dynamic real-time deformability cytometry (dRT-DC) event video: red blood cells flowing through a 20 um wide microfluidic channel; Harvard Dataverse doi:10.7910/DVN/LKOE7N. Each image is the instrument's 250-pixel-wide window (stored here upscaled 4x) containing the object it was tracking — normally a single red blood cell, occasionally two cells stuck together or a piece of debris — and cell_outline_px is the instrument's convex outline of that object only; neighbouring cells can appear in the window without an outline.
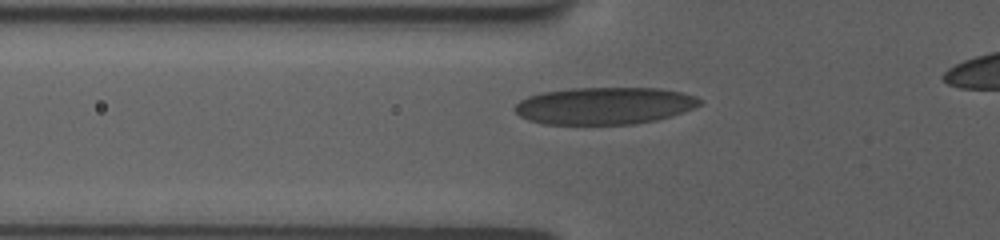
{"species": "human", "species_latin": "Homo sapiens", "temperature_condition": "room temperature", "stored_images_in_passage": 10, "camera_frame_rate_fps": 3000, "um_per_image_px": 0.085, "donor": {"sex": "female"}, "frame": {"image": 1, "passage_image": 7, "time_ms": 3.0, "image_size_px": [1000, 240], "cell_outline_px": [[704, 104], [684, 112], [672, 116], [656, 120], [636, 124], [540, 124], [528, 120], [520, 116], [512, 108], [520, 100], [528, 96], [544, 92], [572, 88], [660, 88], [680, 92], [696, 96]], "centroid_in_image_um": [51.39, 8.99], "position_along_channel_um": 74.4, "area_um2": 40.29}}
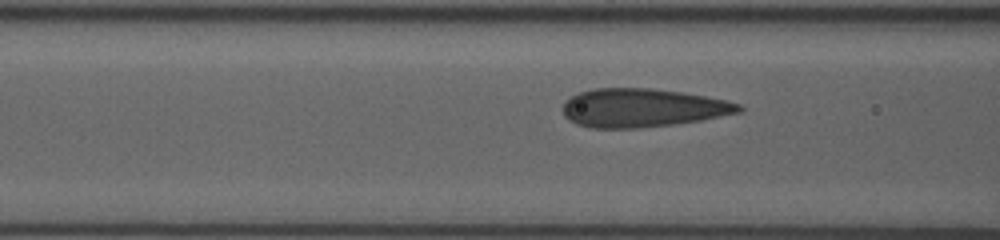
{"frame": {"image": 2, "passage_image": 9, "time_ms": 4.0, "image_size_px": [1000, 240], "cell_outline_px": [[744, 108], [740, 112], [700, 120], [672, 124], [636, 128], [588, 128], [576, 124], [568, 120], [564, 116], [564, 100], [580, 92], [592, 88], [652, 88], [680, 92], [728, 100], [740, 104]], "centroid_in_image_um": [54.58, 9.17], "position_along_channel_um": 112.0, "area_um2": 39.48}}